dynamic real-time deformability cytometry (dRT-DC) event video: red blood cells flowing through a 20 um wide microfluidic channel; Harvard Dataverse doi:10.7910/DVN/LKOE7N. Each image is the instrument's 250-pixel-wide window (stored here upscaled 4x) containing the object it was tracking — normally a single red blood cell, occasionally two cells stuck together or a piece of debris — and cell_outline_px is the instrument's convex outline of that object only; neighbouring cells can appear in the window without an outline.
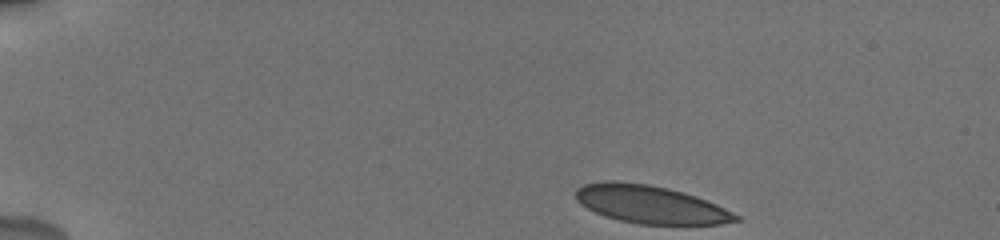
{"species": "human", "species_latin": "Homo sapiens", "temperature_condition": "cold", "stored_images_in_passage": 12, "camera_frame_rate_fps": 3000, "um_per_image_px": 0.085, "donor": {"sex": "male"}, "frame": {"image": 1, "passage_image": 1, "time_ms": 0.0, "image_size_px": [1000, 240], "cell_outline_px": [[740, 220], [720, 224], [640, 224], [620, 220], [604, 216], [580, 204], [576, 200], [576, 188], [584, 184], [604, 180], [616, 180], [648, 184], [668, 188], [696, 196], [716, 204], [740, 216]], "centroid_in_image_um": [55.25, 17.36], "position_along_channel_um": 29.7, "area_um2": 35.32}}
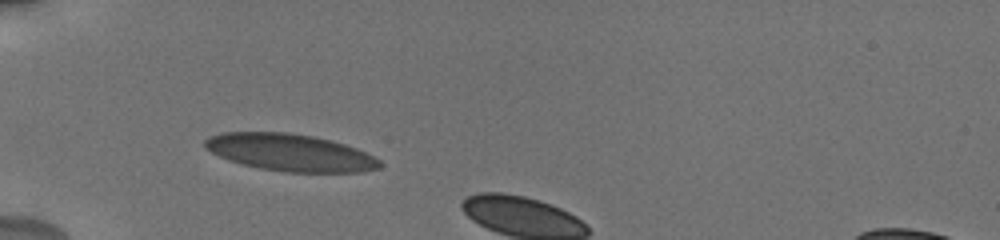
{"frame": {"image": 2, "passage_image": 9, "time_ms": 3.0, "image_size_px": [1000, 240], "cell_outline_px": [[380, 168], [360, 172], [284, 172], [260, 168], [228, 160], [204, 148], [204, 140], [208, 136], [220, 132], [288, 132], [312, 136], [332, 140], [356, 148], [380, 160]], "centroid_in_image_um": [24.62, 12.95], "position_along_channel_um": 60.4, "area_um2": 37.8}}